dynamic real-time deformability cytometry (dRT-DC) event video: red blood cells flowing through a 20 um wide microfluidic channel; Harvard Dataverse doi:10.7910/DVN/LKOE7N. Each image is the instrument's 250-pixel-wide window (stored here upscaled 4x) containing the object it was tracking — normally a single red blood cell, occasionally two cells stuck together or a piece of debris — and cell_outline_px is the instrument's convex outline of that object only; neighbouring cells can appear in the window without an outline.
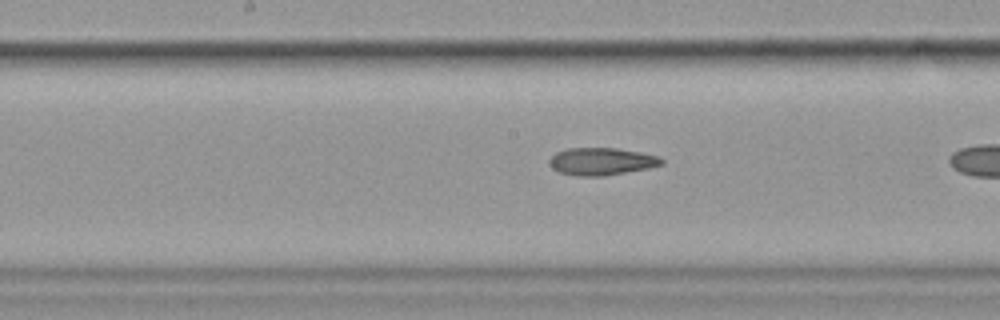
{"species": "common noctule bat (a hibernating species)", "species_latin": "Nyctalus noctula", "temperature_condition": "cold", "stored_images_in_passage": 28, "camera_frame_rate_fps": 3000, "um_per_image_px": 0.085, "animal": {"sex": "female", "body_mass_g": 19.9}, "frame": {"image": 1, "passage_image": 13, "time_ms": 4.0, "image_size_px": [1000, 320], "cell_outline_px": [[664, 164], [648, 168], [604, 176], [576, 176], [560, 172], [552, 168], [548, 160], [556, 152], [568, 148], [616, 148], [640, 152], [660, 156], [664, 160]], "centroid_in_image_um": [51.14, 13.72], "position_along_channel_um": 197.1, "area_um2": 17.98}}
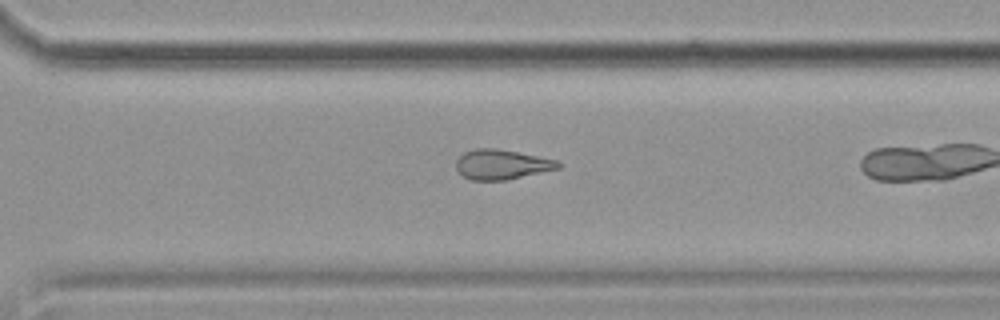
{"frame": {"image": 2, "passage_image": 24, "time_ms": 7.667, "image_size_px": [1000, 320], "cell_outline_px": [[564, 164], [560, 168], [504, 180], [472, 180], [464, 176], [456, 168], [456, 160], [464, 152], [476, 148], [496, 148], [560, 160]], "centroid_in_image_um": [42.69, 13.96], "position_along_channel_um": 327.9, "area_um2": 17.74}}